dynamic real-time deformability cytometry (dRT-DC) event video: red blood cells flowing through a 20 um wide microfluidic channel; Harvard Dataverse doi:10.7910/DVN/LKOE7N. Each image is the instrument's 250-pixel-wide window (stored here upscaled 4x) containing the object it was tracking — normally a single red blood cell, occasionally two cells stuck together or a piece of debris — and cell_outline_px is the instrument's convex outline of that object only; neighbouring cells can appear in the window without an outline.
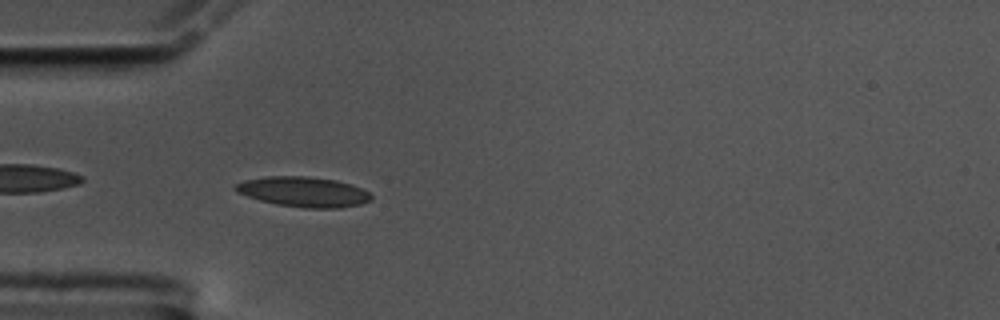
{"species": "common noctule bat (a hibernating species)", "species_latin": "Nyctalus noctula", "temperature_condition": "cold", "stored_images_in_passage": 44, "camera_frame_rate_fps": 3000, "um_per_image_px": 0.085, "animal": {"sex": "male", "body_mass_g": 17.5, "forearm_length_mm": 52.3}, "frame": {"image": 1, "passage_image": 3, "time_ms": 0.667, "image_size_px": [1000, 320], "cell_outline_px": [[372, 200], [360, 204], [340, 208], [304, 208], [276, 204], [260, 200], [236, 192], [232, 188], [236, 184], [244, 180], [268, 176], [308, 176], [336, 180], [352, 184], [368, 192], [372, 196]], "centroid_in_image_um": [25.79, 16.3], "position_along_channel_um": 59.2, "area_um2": 23.87}}
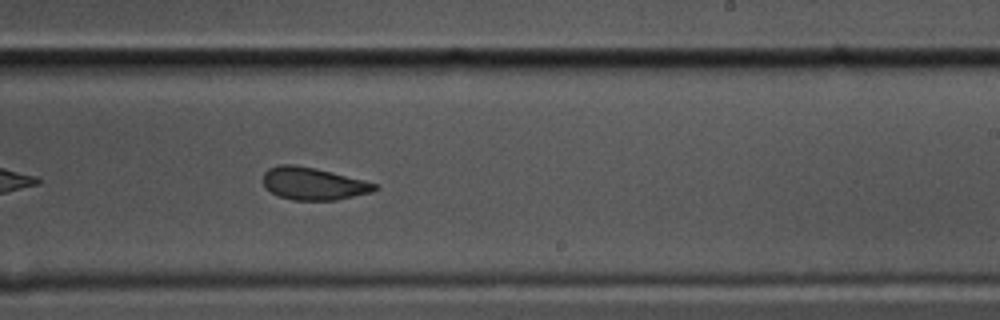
{"frame": {"image": 2, "passage_image": 21, "time_ms": 6.667, "image_size_px": [1000, 320], "cell_outline_px": [[376, 188], [372, 192], [336, 200], [292, 200], [280, 196], [264, 188], [264, 172], [268, 168], [280, 164], [292, 164], [316, 168], [364, 180], [376, 184]], "centroid_in_image_um": [26.6, 15.6], "position_along_channel_um": 262.4, "area_um2": 20.98}}
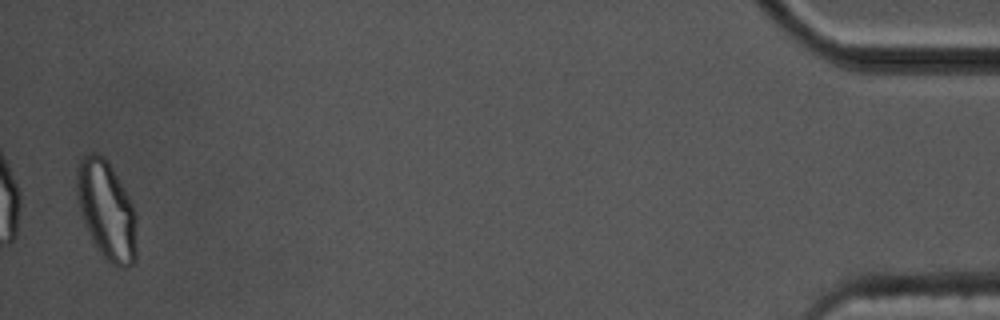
{"frame": {"image": 3, "passage_image": 43, "time_ms": 14.0, "image_size_px": [1000, 320], "cell_outline_px": [[136, 260], [128, 268], [120, 268], [112, 264], [96, 248], [84, 224], [76, 196], [76, 168], [80, 160], [88, 152], [96, 152], [104, 156], [108, 160], [132, 204], [136, 216]], "centroid_in_image_um": [9.04, 17.86], "position_along_channel_um": 426.2, "area_um2": 34.68}, "authors_computed_cell_mechanics": {"area_um2": 22.3686, "velocity_mm_per_s": 3.4422, "shape_relaxation_time_tau1_ms": 5.4963, "shape_relaxation_time_tau2_ms": 3.3158, "deformation_change_tau1": 0.1308, "deformation_change_tau2": 0.0826}}